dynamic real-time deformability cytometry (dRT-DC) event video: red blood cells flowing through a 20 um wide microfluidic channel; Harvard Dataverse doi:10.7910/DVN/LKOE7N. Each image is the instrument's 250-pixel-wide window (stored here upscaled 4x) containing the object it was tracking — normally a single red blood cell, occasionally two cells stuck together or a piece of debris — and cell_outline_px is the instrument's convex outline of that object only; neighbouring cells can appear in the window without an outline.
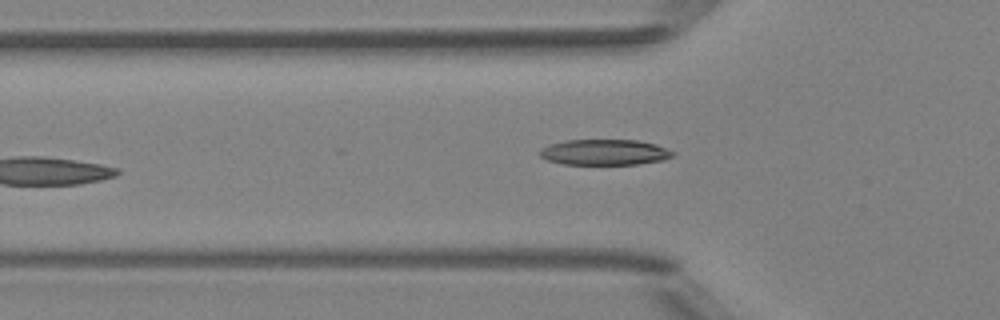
{"species": "Egyptian fruit bat (a non-hibernating species)", "species_latin": "Rousettus aegyptiacus", "temperature_condition": "room temperature", "stored_images_in_passage": 5, "camera_frame_rate_fps": 3000, "um_per_image_px": 0.085, "animal": {"sex": "female"}, "frame": {"image": 1, "passage_image": 5, "time_ms": 4.667, "image_size_px": [1000, 320], "cell_outline_px": [[676, 156], [664, 160], [636, 164], [564, 164], [548, 160], [540, 156], [540, 148], [552, 144], [568, 140], [636, 140], [656, 144], [676, 152]], "centroid_in_image_um": [51.45, 12.94], "position_along_channel_um": 74.3, "area_um2": 19.88}}